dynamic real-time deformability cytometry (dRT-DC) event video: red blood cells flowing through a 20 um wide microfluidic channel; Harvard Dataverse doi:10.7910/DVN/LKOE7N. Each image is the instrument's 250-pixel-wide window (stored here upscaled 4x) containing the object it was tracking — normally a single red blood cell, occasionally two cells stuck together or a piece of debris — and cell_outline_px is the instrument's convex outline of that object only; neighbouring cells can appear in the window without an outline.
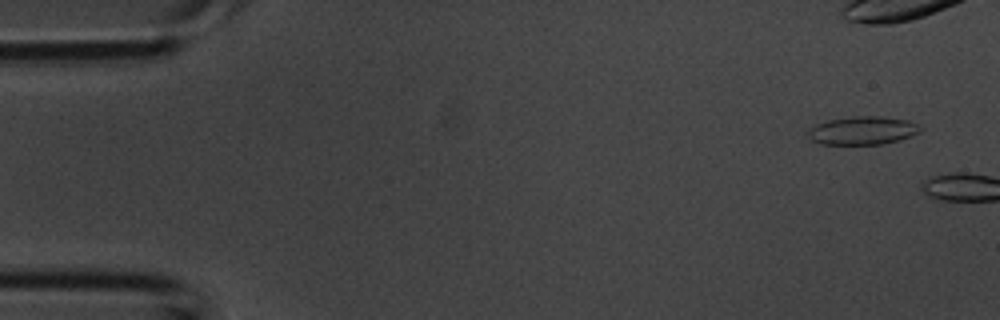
{"species": "common noctule bat (a hibernating species)", "species_latin": "Nyctalus noctula", "temperature_condition": "room temperature", "stored_images_in_passage": 2, "camera_frame_rate_fps": 3000, "um_per_image_px": 0.085, "animal": {"sex": "male", "body_mass_g": 20.1, "forearm_length_mm": 53.5}, "frame": {"image": 1, "passage_image": 1, "time_ms": 0.0, "image_size_px": [1000, 320], "cell_outline_px": [[920, 132], [912, 136], [900, 140], [884, 144], [820, 144], [812, 140], [808, 136], [808, 128], [816, 124], [828, 120], [852, 116], [884, 116], [908, 120], [916, 124], [920, 128]], "centroid_in_image_um": [73.32, 11.09], "position_along_channel_um": 11.7, "area_um2": 18.61}}